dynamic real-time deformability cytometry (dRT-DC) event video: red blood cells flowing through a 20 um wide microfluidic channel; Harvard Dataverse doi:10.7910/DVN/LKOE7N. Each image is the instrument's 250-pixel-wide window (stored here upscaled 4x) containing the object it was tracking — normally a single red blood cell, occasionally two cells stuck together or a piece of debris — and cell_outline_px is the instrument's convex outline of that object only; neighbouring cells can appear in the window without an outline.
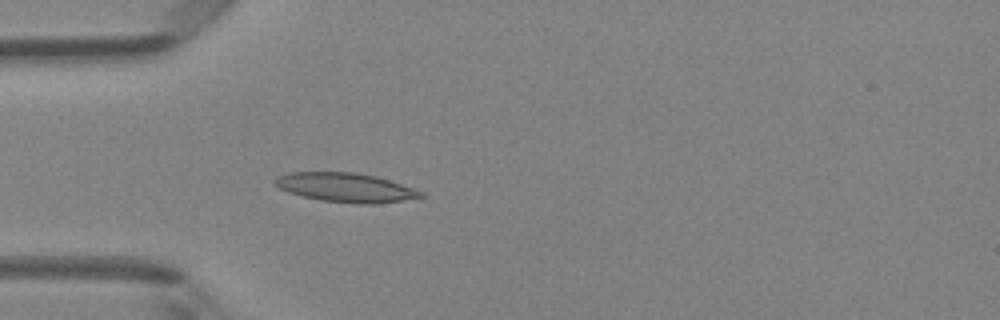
{"species": "Egyptian fruit bat (a non-hibernating species)", "species_latin": "Rousettus aegyptiacus", "temperature_condition": "room temperature", "stored_images_in_passage": 3, "camera_frame_rate_fps": 3000, "um_per_image_px": 0.085, "animal": {"sex": "female"}, "frame": {"image": 1, "passage_image": 3, "time_ms": 0.667, "image_size_px": [1000, 320], "cell_outline_px": [[428, 196], [376, 204], [356, 204], [320, 200], [288, 192], [280, 188], [272, 180], [276, 176], [288, 172], [356, 172], [376, 176], [424, 192]], "centroid_in_image_um": [29.37, 15.93], "position_along_channel_um": 55.6, "area_um2": 24.8}}